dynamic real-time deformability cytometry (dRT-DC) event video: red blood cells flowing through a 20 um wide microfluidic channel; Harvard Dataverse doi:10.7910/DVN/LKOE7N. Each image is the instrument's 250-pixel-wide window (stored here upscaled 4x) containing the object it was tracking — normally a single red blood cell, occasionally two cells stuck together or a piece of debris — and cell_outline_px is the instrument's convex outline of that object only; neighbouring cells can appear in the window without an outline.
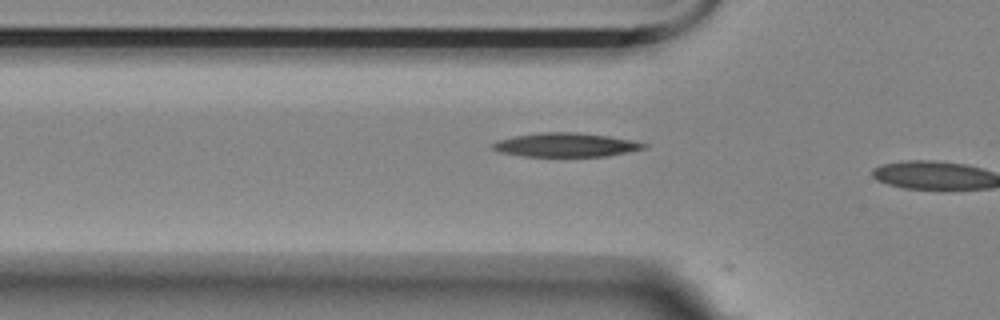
{"species": "Egyptian fruit bat (a non-hibernating species)", "species_latin": "Rousettus aegyptiacus", "temperature_condition": "room temperature", "stored_images_in_passage": 5, "camera_frame_rate_fps": 3000, "um_per_image_px": 0.085, "animal": {"sex": "female"}, "frame": {"image": 1, "passage_image": 4, "time_ms": 1.0, "image_size_px": [1000, 320], "cell_outline_px": [[648, 148], [608, 156], [520, 156], [500, 152], [492, 148], [492, 144], [500, 140], [516, 136], [540, 132], [576, 132], [608, 136], [648, 144]], "centroid_in_image_um": [48.11, 12.32], "position_along_channel_um": 77.7, "area_um2": 20.87}}